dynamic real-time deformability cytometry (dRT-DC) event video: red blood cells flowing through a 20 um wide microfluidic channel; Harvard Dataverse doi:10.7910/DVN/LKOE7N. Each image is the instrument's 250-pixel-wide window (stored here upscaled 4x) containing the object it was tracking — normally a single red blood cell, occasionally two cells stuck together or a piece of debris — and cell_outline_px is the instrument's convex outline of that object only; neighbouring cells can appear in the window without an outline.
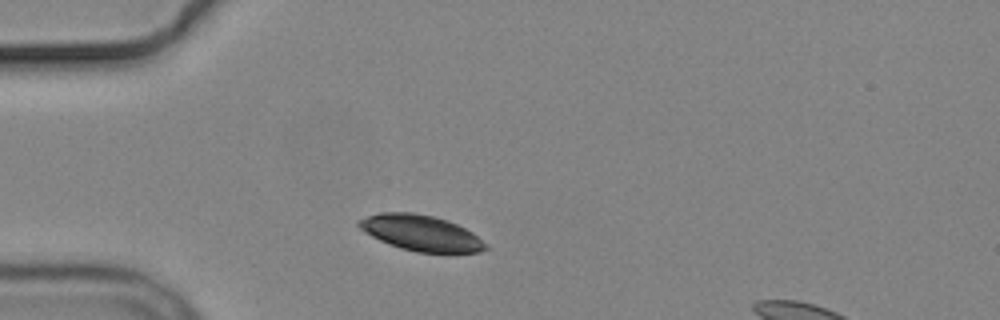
{"species": "common noctule bat (a hibernating species)", "species_latin": "Nyctalus noctula", "temperature_condition": "cold", "stored_images_in_passage": 1, "camera_frame_rate_fps": 3000, "um_per_image_px": 0.085, "animal": {"sex": "male", "body_mass_g": 19.2, "forearm_length_mm": 51.8}, "frame": {"image": 1, "passage_image": 1, "time_ms": 0.0, "image_size_px": [1000, 320], "cell_outline_px": [[488, 248], [480, 252], [416, 252], [400, 248], [388, 244], [364, 232], [356, 224], [356, 220], [380, 212], [412, 212], [432, 216], [448, 220], [472, 232], [488, 244]], "centroid_in_image_um": [35.76, 19.8], "position_along_channel_um": 49.2, "area_um2": 26.36}}